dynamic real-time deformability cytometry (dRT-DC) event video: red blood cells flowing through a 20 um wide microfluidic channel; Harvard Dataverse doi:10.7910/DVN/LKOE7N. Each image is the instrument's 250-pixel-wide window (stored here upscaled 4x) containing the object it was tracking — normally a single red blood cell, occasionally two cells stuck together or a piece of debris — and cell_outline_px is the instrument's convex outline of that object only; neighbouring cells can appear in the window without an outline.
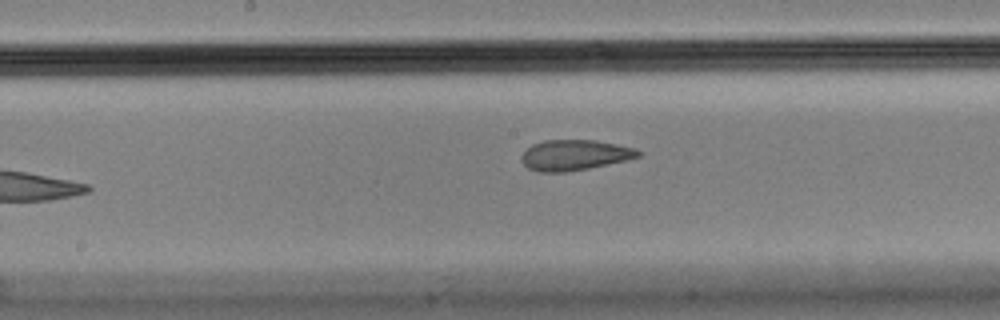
{"species": "Egyptian fruit bat (a non-hibernating species)", "species_latin": "Rousettus aegyptiacus", "temperature_condition": "cold", "stored_images_in_passage": 8, "camera_frame_rate_fps": 3000, "um_per_image_px": 0.085, "animal": {"sex": "male"}, "frame": {"image": 1, "passage_image": 8, "time_ms": 2.333, "image_size_px": [1000, 320], "cell_outline_px": [[644, 152], [640, 156], [628, 160], [588, 168], [564, 172], [536, 172], [528, 168], [520, 160], [520, 156], [532, 144], [544, 140], [596, 140], [636, 148]], "centroid_in_image_um": [48.85, 13.18], "position_along_channel_um": 199.3, "area_um2": 20.92}}